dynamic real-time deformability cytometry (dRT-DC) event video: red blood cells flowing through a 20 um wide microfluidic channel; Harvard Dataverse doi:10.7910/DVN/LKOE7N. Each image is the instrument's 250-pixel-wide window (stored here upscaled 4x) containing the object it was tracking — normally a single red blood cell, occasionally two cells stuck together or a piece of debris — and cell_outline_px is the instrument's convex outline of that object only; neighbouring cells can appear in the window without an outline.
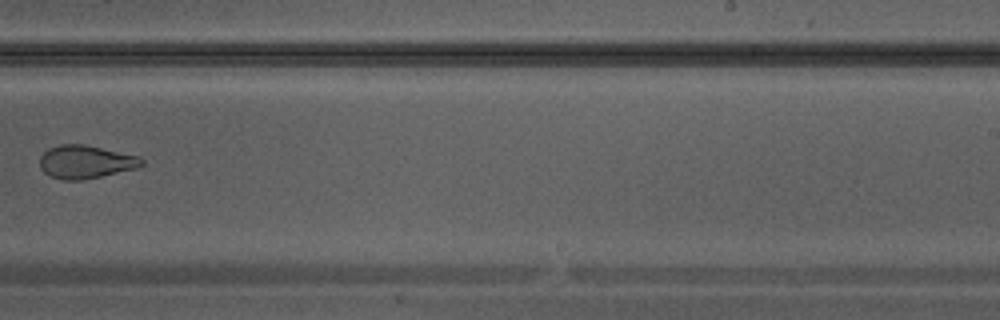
{"species": "Egyptian fruit bat (a non-hibernating species)", "species_latin": "Rousettus aegyptiacus", "temperature_condition": "warm", "stored_images_in_passage": 31, "camera_frame_rate_fps": 3000, "um_per_image_px": 0.085, "animal": {"sex": "male"}, "frame": {"image": 1, "passage_image": 18, "time_ms": 5.667, "image_size_px": [1000, 320], "cell_outline_px": [[144, 164], [136, 168], [100, 176], [80, 180], [64, 180], [52, 176], [44, 172], [40, 168], [40, 156], [48, 148], [60, 144], [84, 144], [136, 156], [144, 160]], "centroid_in_image_um": [7.24, 13.75], "position_along_channel_um": 281.8, "area_um2": 19.36}}